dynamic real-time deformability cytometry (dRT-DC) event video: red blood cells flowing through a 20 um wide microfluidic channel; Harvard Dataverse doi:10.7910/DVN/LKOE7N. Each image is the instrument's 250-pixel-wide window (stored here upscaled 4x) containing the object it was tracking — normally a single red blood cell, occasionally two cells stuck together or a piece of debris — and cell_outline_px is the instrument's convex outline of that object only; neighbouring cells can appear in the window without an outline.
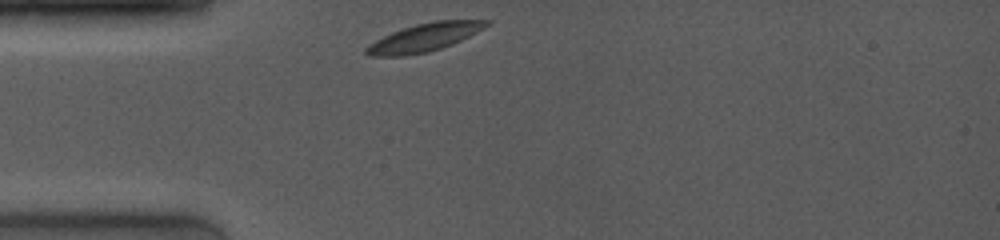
{"species": "common noctule bat (a hibernating species)", "species_latin": "Nyctalus noctula", "temperature_condition": "room temperature", "stored_images_in_passage": 51, "camera_frame_rate_fps": 4000, "um_per_image_px": 0.085, "animal": {"sex": "female", "body_mass_g": 19.0, "forearm_length_mm": 53.3}, "frame": {"image": 1, "passage_image": 1, "time_ms": 0.0, "image_size_px": [1000, 240], "cell_outline_px": [[492, 20], [484, 28], [452, 44], [428, 52], [404, 56], [368, 56], [364, 52], [364, 48], [368, 44], [392, 32], [416, 24], [436, 20]], "centroid_in_image_um": [36.03, 3.19], "position_along_channel_um": 49.0, "area_um2": 19.48}}
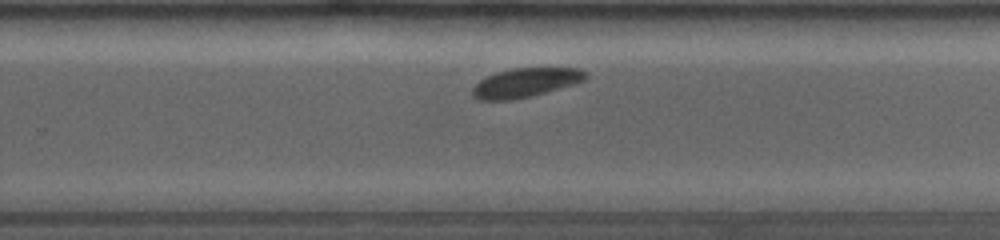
{"frame": {"image": 2, "passage_image": 36, "time_ms": 6.5, "image_size_px": [1000, 240], "cell_outline_px": [[588, 76], [584, 80], [572, 84], [544, 92], [512, 100], [480, 100], [472, 96], [472, 88], [480, 80], [496, 72], [512, 68], [580, 68], [588, 72]], "centroid_in_image_um": [44.65, 7.01], "position_along_channel_um": 285.1, "area_um2": 18.96}}
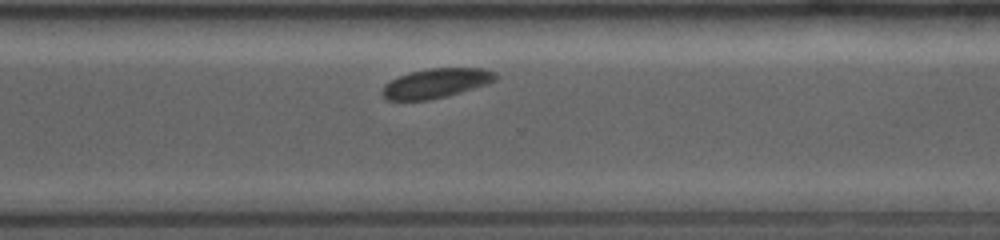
{"frame": {"image": 3, "passage_image": 46, "time_ms": 7.75, "image_size_px": [1000, 240], "cell_outline_px": [[496, 80], [488, 84], [448, 96], [428, 100], [388, 100], [384, 96], [384, 84], [408, 72], [428, 68], [484, 68], [496, 72]], "centroid_in_image_um": [37.11, 7.06], "position_along_channel_um": 333.5, "area_um2": 19.42}}